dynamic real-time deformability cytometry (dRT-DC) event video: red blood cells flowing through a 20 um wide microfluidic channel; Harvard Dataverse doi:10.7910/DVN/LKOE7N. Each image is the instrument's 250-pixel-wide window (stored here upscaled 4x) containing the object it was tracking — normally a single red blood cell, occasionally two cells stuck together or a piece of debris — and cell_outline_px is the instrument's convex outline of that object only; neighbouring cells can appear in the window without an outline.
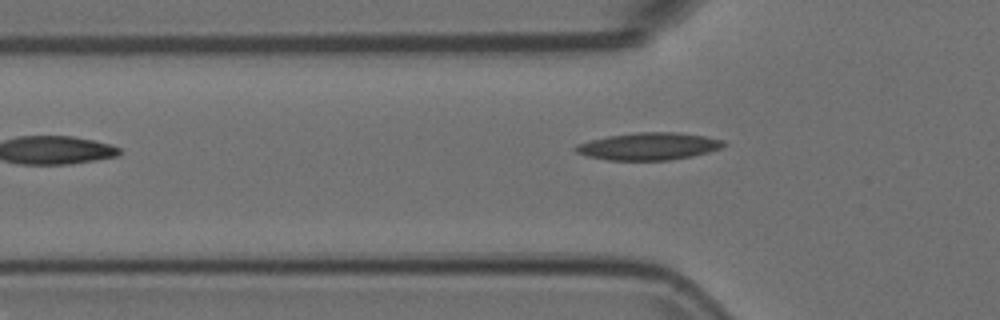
{"species": "Egyptian fruit bat (a non-hibernating species)", "species_latin": "Rousettus aegyptiacus", "temperature_condition": "room temperature", "stored_images_in_passage": 7, "camera_frame_rate_fps": 3000, "um_per_image_px": 0.085, "animal": {"sex": "female"}, "frame": {"image": 1, "passage_image": 4, "time_ms": 1.0, "image_size_px": [1000, 320], "cell_outline_px": [[728, 144], [720, 148], [708, 152], [692, 156], [668, 160], [608, 160], [588, 156], [576, 152], [572, 148], [576, 144], [608, 136], [636, 132], [676, 132], [704, 136], [724, 140]], "centroid_in_image_um": [55.14, 12.43], "position_along_channel_um": 70.7, "area_um2": 23.52}}
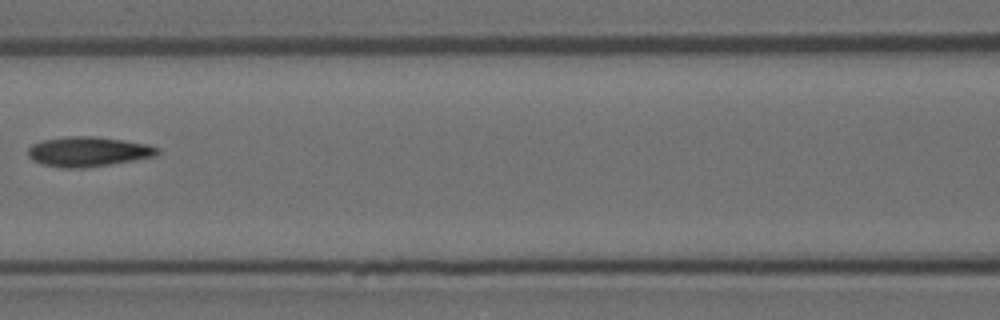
{"frame": {"image": 2, "passage_image": 6, "time_ms": 1.667, "image_size_px": [1000, 320], "cell_outline_px": [[160, 152], [156, 156], [84, 168], [64, 168], [40, 164], [32, 160], [28, 156], [28, 148], [32, 144], [44, 140], [64, 136], [96, 136], [124, 140], [148, 144], [160, 148]], "centroid_in_image_um": [7.48, 12.88], "position_along_channel_um": 159.1, "area_um2": 22.6}}
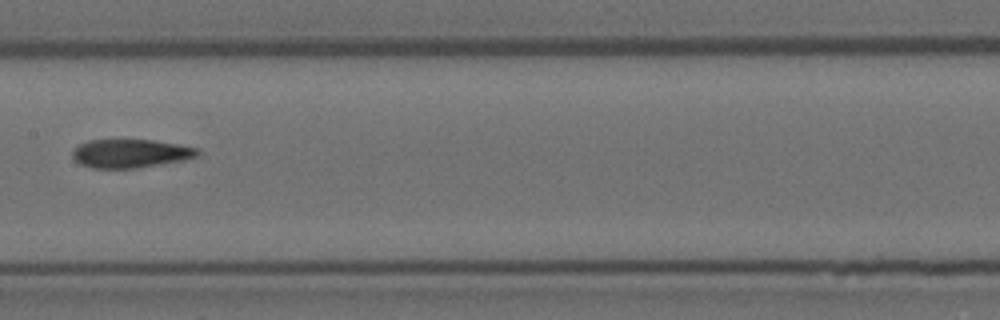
{"frame": {"image": 3, "passage_image": 7, "time_ms": 2.0, "image_size_px": [1000, 320], "cell_outline_px": [[200, 152], [196, 156], [184, 160], [136, 168], [92, 168], [80, 164], [72, 156], [72, 152], [80, 144], [88, 140], [152, 140], [180, 144], [200, 148]], "centroid_in_image_um": [11.12, 13.04], "position_along_channel_um": 196.3, "area_um2": 20.75}}